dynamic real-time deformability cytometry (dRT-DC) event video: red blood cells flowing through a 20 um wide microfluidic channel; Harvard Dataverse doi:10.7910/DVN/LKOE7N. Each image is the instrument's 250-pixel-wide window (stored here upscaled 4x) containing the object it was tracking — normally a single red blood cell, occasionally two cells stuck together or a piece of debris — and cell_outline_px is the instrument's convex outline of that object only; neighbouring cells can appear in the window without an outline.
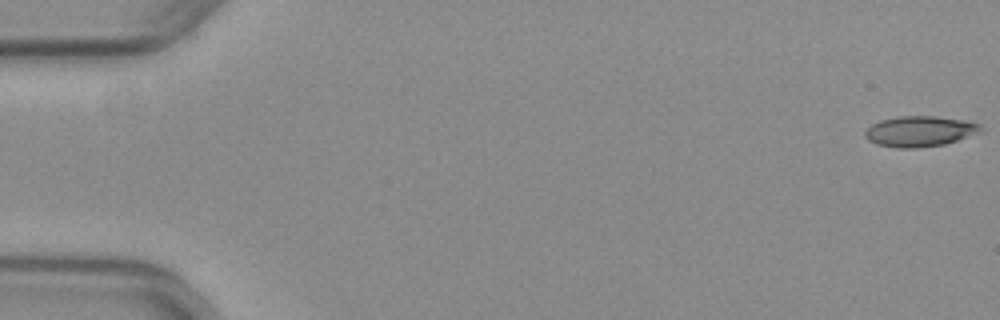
{"species": "common noctule bat (a hibernating species)", "species_latin": "Nyctalus noctula", "temperature_condition": "warm", "stored_images_in_passage": 46, "camera_frame_rate_fps": 3000, "um_per_image_px": 0.085, "animal": {"sex": "female", "body_mass_g": 29.2, "forearm_length_mm": 56.3}, "frame": {"image": 1, "passage_image": 1, "time_ms": 0.0, "image_size_px": [1000, 320], "cell_outline_px": [[984, 132], [944, 144], [916, 148], [896, 148], [876, 144], [868, 140], [864, 136], [864, 132], [872, 124], [880, 120], [900, 116], [936, 116], [968, 120], [980, 124], [984, 128]], "centroid_in_image_um": [78.23, 11.16], "position_along_channel_um": 6.8, "area_um2": 20.92}}
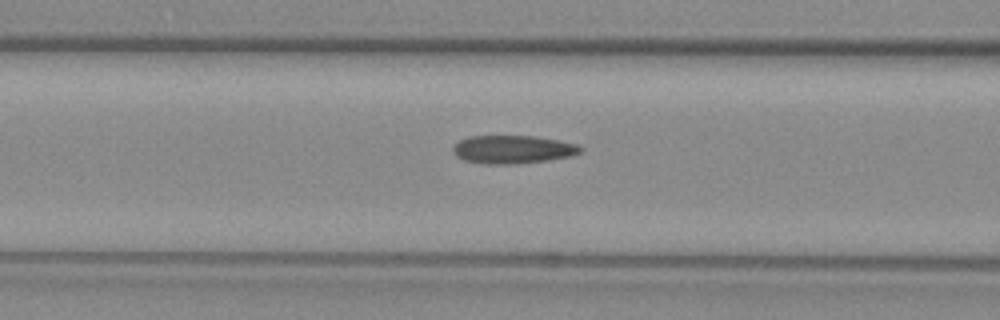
{"frame": {"image": 2, "passage_image": 22, "time_ms": 7.0, "image_size_px": [1000, 320], "cell_outline_px": [[584, 148], [580, 152], [572, 156], [548, 160], [516, 164], [484, 164], [464, 160], [456, 156], [452, 152], [452, 148], [460, 140], [468, 136], [532, 136], [556, 140], [576, 144]], "centroid_in_image_um": [43.56, 12.71], "position_along_channel_um": 123.0, "area_um2": 20.92}}
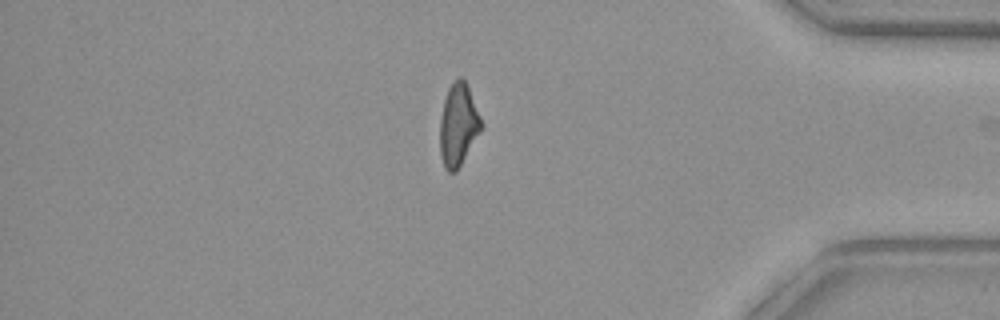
{"frame": {"image": 3, "passage_image": 45, "time_ms": 14.667, "image_size_px": [1000, 320], "cell_outline_px": [[484, 124], [480, 132], [456, 172], [448, 172], [444, 168], [440, 156], [440, 116], [444, 100], [448, 88], [452, 80], [460, 76], [464, 80], [468, 88]], "centroid_in_image_um": [38.94, 10.62], "position_along_channel_um": 396.3, "area_um2": 19.88}, "authors_computed_cell_mechanics": {"area_um2": 20.6924, "velocity_mm_per_s": 3.976, "shape_relaxation_time_tau1_ms": null, "shape_relaxation_time_tau2_ms": 3.7854, "deformation_change_tau1": null, "deformation_change_tau2": 0.1058}}